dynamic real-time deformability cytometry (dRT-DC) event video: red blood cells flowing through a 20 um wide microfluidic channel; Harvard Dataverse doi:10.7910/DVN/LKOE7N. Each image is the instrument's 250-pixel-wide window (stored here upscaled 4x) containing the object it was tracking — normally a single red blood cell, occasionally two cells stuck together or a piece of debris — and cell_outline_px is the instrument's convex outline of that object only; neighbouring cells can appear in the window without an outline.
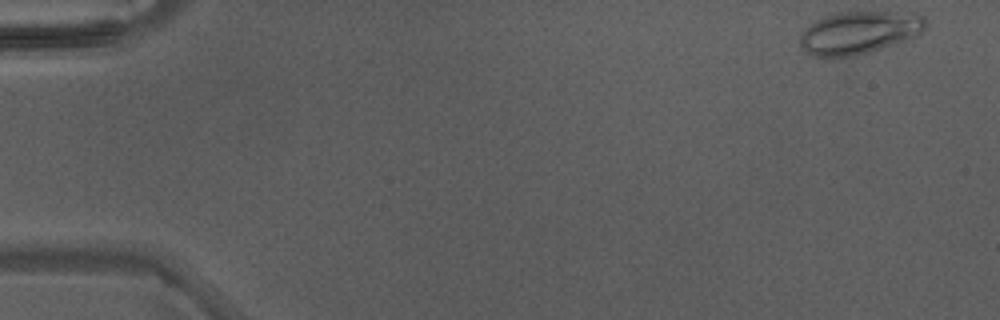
{"species": "Egyptian fruit bat (a non-hibernating species)", "species_latin": "Rousettus aegyptiacus", "temperature_condition": "warm", "stored_images_in_passage": 38, "camera_frame_rate_fps": 3000, "um_per_image_px": 0.085, "animal": {"sex": "male"}, "frame": {"image": 1, "passage_image": 1, "time_ms": 0.0, "image_size_px": [1000, 320], "cell_outline_px": [[924, 28], [916, 36], [856, 56], [812, 56], [800, 48], [800, 36], [816, 20], [840, 12], [888, 12], [924, 16]], "centroid_in_image_um": [72.97, 2.78], "position_along_channel_um": 12.0, "area_um2": 30.29}}
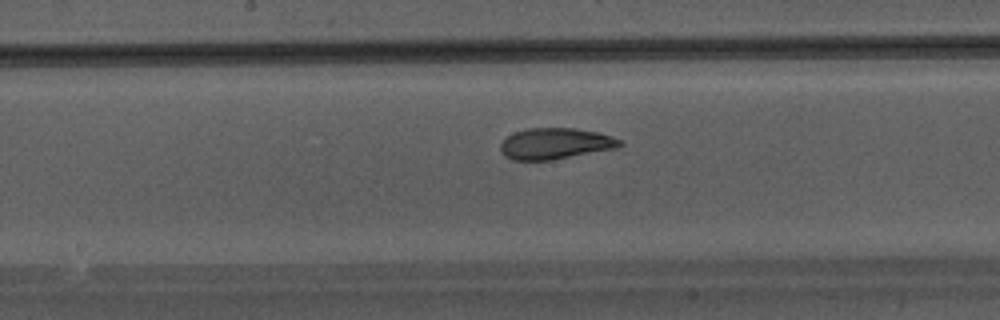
{"frame": {"image": 2, "passage_image": 23, "time_ms": 7.333, "image_size_px": [1000, 320], "cell_outline_px": [[624, 144], [616, 148], [552, 160], [512, 160], [504, 156], [500, 152], [500, 144], [512, 132], [528, 128], [576, 128], [600, 132], [612, 136], [620, 140]], "centroid_in_image_um": [47.19, 12.2], "position_along_channel_um": 201.0, "area_um2": 21.85}}
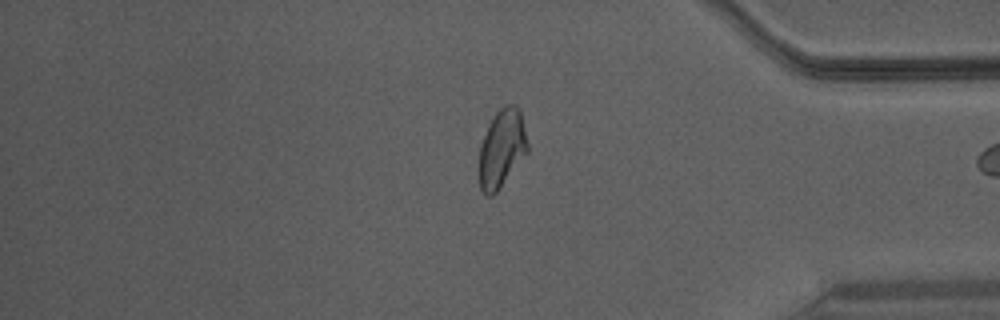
{"frame": {"image": 3, "passage_image": 37, "time_ms": 12.0, "image_size_px": [1000, 320], "cell_outline_px": [[528, 152], [496, 192], [492, 196], [488, 196], [480, 188], [480, 144], [488, 124], [496, 112], [504, 104], [516, 104], [520, 108], [528, 144]], "centroid_in_image_um": [42.67, 12.56], "position_along_channel_um": 392.5, "area_um2": 21.96}}